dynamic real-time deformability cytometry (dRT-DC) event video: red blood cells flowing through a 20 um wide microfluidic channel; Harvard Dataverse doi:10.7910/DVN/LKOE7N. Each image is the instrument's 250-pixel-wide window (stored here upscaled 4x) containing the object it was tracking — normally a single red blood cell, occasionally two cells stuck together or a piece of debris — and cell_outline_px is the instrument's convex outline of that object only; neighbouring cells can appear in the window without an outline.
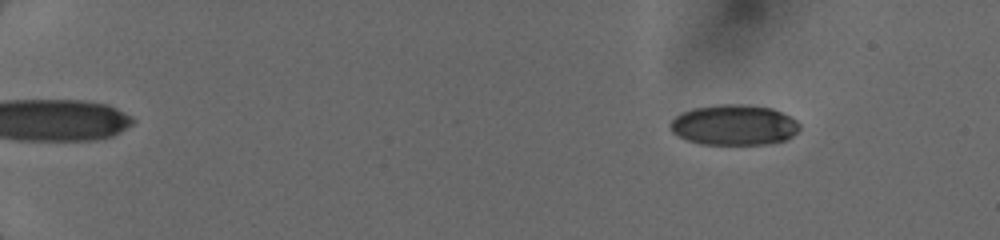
{"species": "human", "species_latin": "Homo sapiens", "temperature_condition": "cold", "stored_images_in_passage": 49, "camera_frame_rate_fps": 3000, "um_per_image_px": 0.085, "donor": {"sex": "female"}, "frame": {"image": 1, "passage_image": 6, "time_ms": 2.0, "image_size_px": [1000, 240], "cell_outline_px": [[800, 128], [792, 136], [784, 140], [764, 144], [700, 144], [688, 140], [672, 132], [668, 124], [680, 112], [692, 108], [716, 104], [748, 104], [772, 108], [796, 120], [800, 124]], "centroid_in_image_um": [62.36, 10.61], "position_along_channel_um": 22.6, "area_um2": 30.58}}
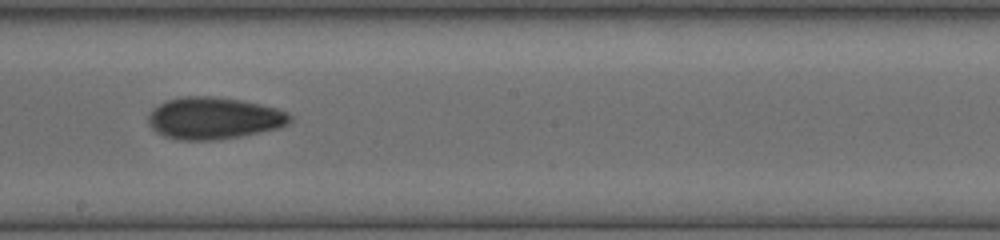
{"frame": {"image": 2, "passage_image": 32, "time_ms": 10.333, "image_size_px": [1000, 240], "cell_outline_px": [[292, 120], [288, 124], [280, 128], [240, 136], [212, 140], [180, 140], [164, 136], [156, 132], [148, 124], [148, 116], [152, 108], [168, 100], [180, 96], [212, 96], [240, 100], [260, 104], [276, 108], [288, 112], [292, 116]], "centroid_in_image_um": [18.17, 10.04], "position_along_channel_um": 230.0, "area_um2": 34.74}}
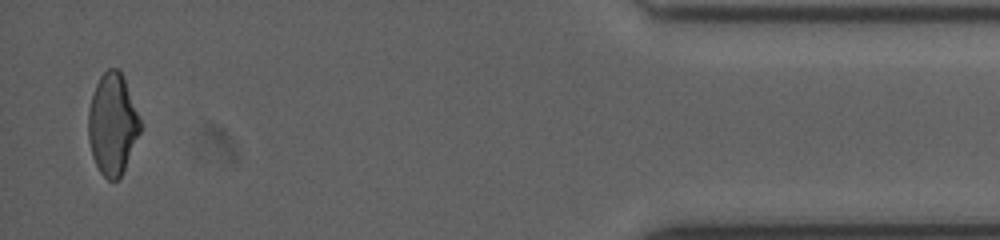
{"frame": {"image": 3, "passage_image": 49, "time_ms": 16.333, "image_size_px": [1000, 240], "cell_outline_px": [[140, 132], [124, 168], [120, 176], [116, 180], [108, 180], [100, 172], [92, 156], [88, 140], [88, 108], [96, 84], [100, 76], [108, 68], [116, 68], [124, 76], [140, 120]], "centroid_in_image_um": [9.54, 10.53], "position_along_channel_um": 425.7, "area_um2": 30.35}}